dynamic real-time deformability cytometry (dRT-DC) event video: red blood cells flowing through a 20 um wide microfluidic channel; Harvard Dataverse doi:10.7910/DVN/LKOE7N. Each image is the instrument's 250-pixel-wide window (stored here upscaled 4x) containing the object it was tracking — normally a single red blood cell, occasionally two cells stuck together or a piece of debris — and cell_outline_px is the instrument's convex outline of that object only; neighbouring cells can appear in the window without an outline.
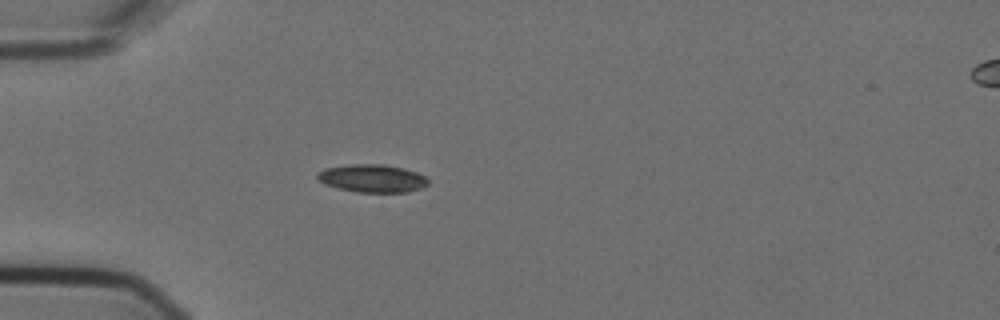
{"species": "Egyptian fruit bat (a non-hibernating species)", "species_latin": "Rousettus aegyptiacus", "temperature_condition": "cold", "stored_images_in_passage": 6, "segment_of_instrument_passage": [1, 2], "camera_frame_rate_fps": 3000, "um_per_image_px": 0.085, "animal": {"sex": "female"}, "frame": {"image": 1, "passage_image": 5, "time_ms": 1.333, "image_size_px": [1000, 320], "cell_outline_px": [[428, 184], [420, 188], [408, 192], [356, 192], [324, 184], [316, 176], [324, 168], [348, 164], [384, 164], [416, 172], [424, 176], [428, 180]], "centroid_in_image_um": [31.63, 15.16], "position_along_channel_um": 53.4, "area_um2": 17.8}}